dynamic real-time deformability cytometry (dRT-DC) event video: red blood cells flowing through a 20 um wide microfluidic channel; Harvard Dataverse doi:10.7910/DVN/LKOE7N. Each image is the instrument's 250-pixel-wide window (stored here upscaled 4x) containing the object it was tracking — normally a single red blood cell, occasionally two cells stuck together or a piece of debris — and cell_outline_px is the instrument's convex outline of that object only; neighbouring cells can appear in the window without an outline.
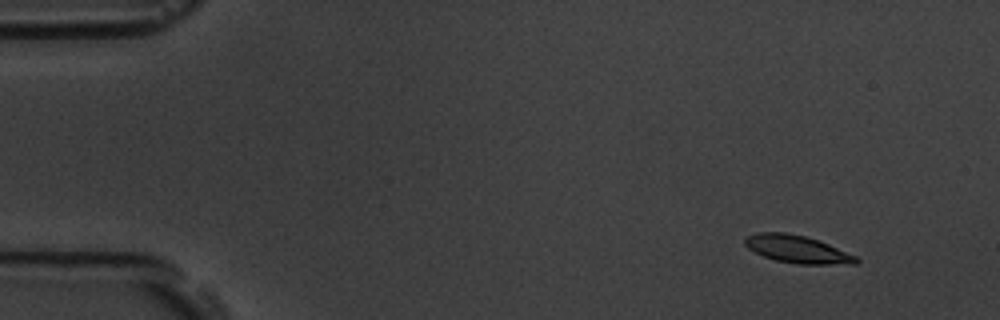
{"species": "common noctule bat (a hibernating species)", "species_latin": "Nyctalus noctula", "temperature_condition": "room temperature", "stored_images_in_passage": 10, "camera_frame_rate_fps": 3000, "um_per_image_px": 0.085, "animal": {"sex": "male", "body_mass_g": 19.5, "forearm_length_mm": 54.6}, "frame": {"image": 1, "passage_image": 1, "time_ms": 0.0, "image_size_px": [1000, 320], "cell_outline_px": [[860, 260], [856, 264], [800, 264], [776, 260], [764, 256], [748, 248], [744, 244], [744, 240], [748, 236], [756, 232], [784, 232], [804, 236], [828, 244], [856, 256]], "centroid_in_image_um": [67.76, 21.18], "position_along_channel_um": 17.2, "area_um2": 17.63}}
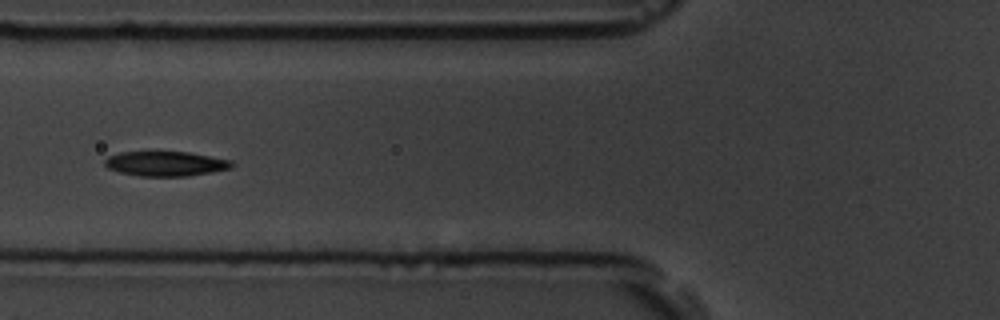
{"frame": {"image": 2, "passage_image": 6, "time_ms": 5.667, "image_size_px": [1000, 320], "cell_outline_px": [[236, 164], [232, 168], [212, 172], [188, 176], [140, 176], [120, 172], [108, 168], [104, 164], [104, 160], [108, 156], [120, 152], [188, 152], [232, 160]], "centroid_in_image_um": [14.11, 13.91], "position_along_channel_um": 111.7, "area_um2": 18.38}}
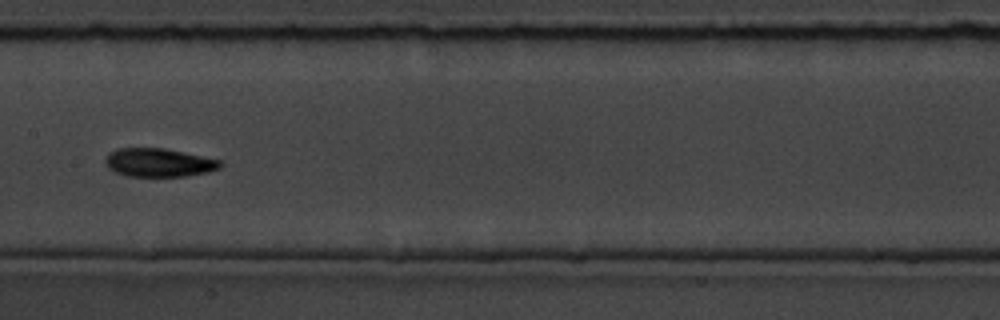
{"frame": {"image": 3, "passage_image": 8, "time_ms": 8.0, "image_size_px": [1000, 320], "cell_outline_px": [[224, 164], [220, 168], [208, 172], [184, 176], [128, 176], [116, 172], [108, 168], [104, 160], [116, 148], [164, 148], [220, 160]], "centroid_in_image_um": [13.51, 13.82], "position_along_channel_um": 193.9, "area_um2": 18.9}}